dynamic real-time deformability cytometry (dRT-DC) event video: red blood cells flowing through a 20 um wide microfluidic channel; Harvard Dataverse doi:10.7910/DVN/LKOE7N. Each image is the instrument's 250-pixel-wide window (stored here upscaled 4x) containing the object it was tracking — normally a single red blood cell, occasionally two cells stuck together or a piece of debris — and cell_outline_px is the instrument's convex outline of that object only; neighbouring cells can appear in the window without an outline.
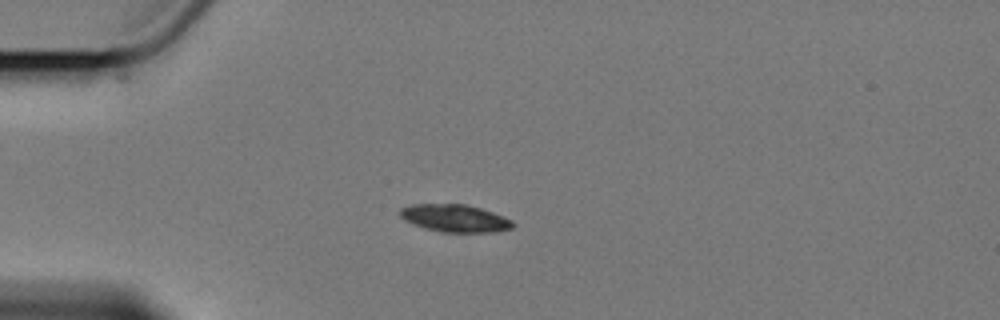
{"species": "Egyptian fruit bat (a non-hibernating species)", "species_latin": "Rousettus aegyptiacus", "temperature_condition": "cold", "stored_images_in_passage": 7, "camera_frame_rate_fps": 3000, "um_per_image_px": 0.085, "animal": {"sex": "female"}, "frame": {"image": 1, "passage_image": 4, "time_ms": 3.667, "image_size_px": [1000, 320], "cell_outline_px": [[516, 224], [512, 228], [496, 232], [440, 232], [424, 228], [412, 224], [404, 220], [400, 216], [400, 208], [412, 204], [468, 204], [504, 216], [512, 220]], "centroid_in_image_um": [38.67, 18.55], "position_along_channel_um": 46.3, "area_um2": 18.26}}
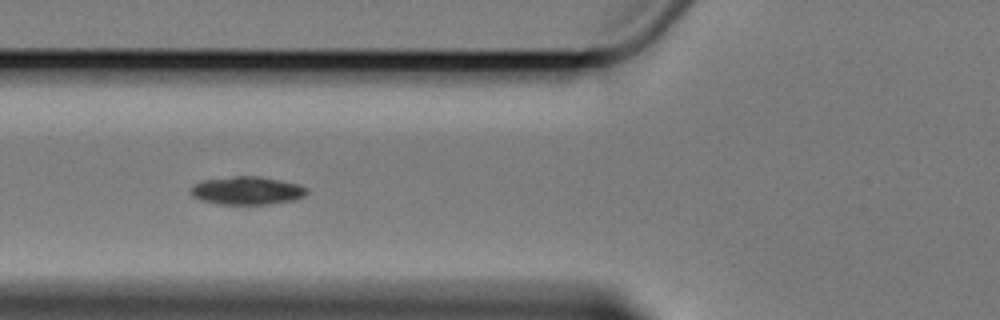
{"frame": {"image": 2, "passage_image": 6, "time_ms": 6.0, "image_size_px": [1000, 320], "cell_outline_px": [[308, 192], [304, 196], [292, 200], [268, 204], [220, 204], [200, 200], [192, 196], [188, 192], [192, 184], [200, 180], [232, 176], [260, 176], [300, 184], [308, 188]], "centroid_in_image_um": [20.95, 16.18], "position_along_channel_um": 104.9, "area_um2": 19.31}}
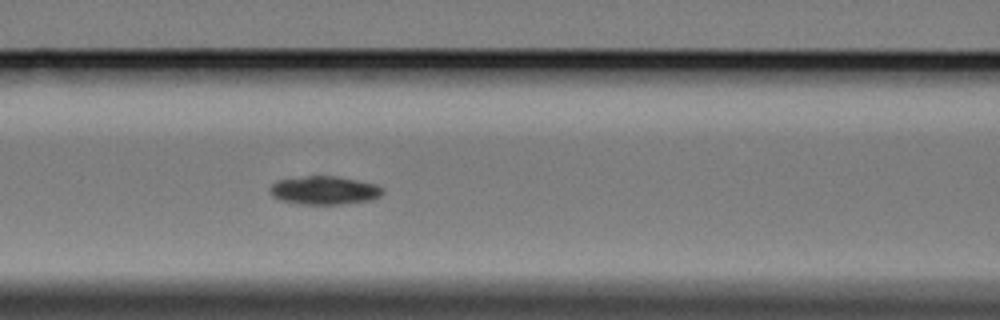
{"frame": {"image": 3, "passage_image": 7, "time_ms": 7.0, "image_size_px": [1000, 320], "cell_outline_px": [[384, 192], [380, 196], [372, 200], [340, 204], [296, 204], [280, 200], [272, 196], [268, 192], [268, 188], [276, 180], [308, 176], [336, 176], [376, 184], [384, 188]], "centroid_in_image_um": [27.54, 16.18], "position_along_channel_um": 139.1, "area_um2": 18.84}}